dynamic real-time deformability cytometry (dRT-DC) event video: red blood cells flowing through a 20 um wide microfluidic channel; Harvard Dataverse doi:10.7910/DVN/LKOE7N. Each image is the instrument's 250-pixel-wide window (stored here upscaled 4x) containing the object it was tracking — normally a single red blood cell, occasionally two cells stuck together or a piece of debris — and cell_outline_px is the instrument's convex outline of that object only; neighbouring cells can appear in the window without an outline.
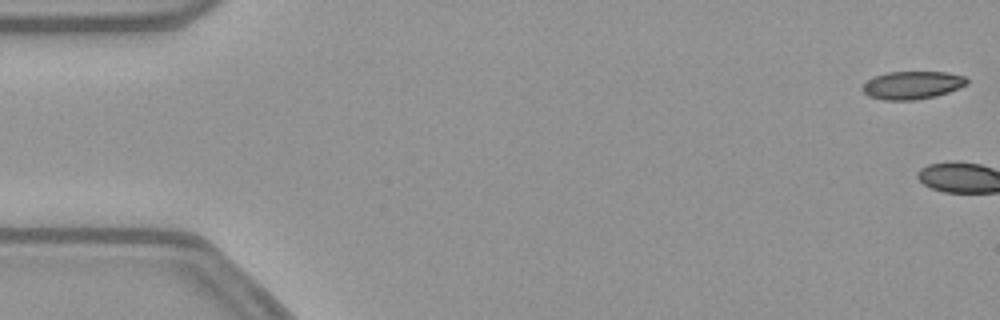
{"species": "common noctule bat (a hibernating species)", "species_latin": "Nyctalus noctula", "temperature_condition": "warm", "stored_images_in_passage": 3, "camera_frame_rate_fps": 3000, "um_per_image_px": 0.085, "animal": {"sex": "female", "body_mass_g": 21.9}, "frame": {"image": 1, "passage_image": 1, "time_ms": 0.0, "image_size_px": [1000, 320], "cell_outline_px": [[968, 84], [948, 92], [936, 96], [916, 100], [884, 100], [868, 96], [860, 88], [872, 76], [888, 72], [944, 72], [964, 76], [968, 80]], "centroid_in_image_um": [77.51, 7.24], "position_along_channel_um": 7.5, "area_um2": 17.05}}